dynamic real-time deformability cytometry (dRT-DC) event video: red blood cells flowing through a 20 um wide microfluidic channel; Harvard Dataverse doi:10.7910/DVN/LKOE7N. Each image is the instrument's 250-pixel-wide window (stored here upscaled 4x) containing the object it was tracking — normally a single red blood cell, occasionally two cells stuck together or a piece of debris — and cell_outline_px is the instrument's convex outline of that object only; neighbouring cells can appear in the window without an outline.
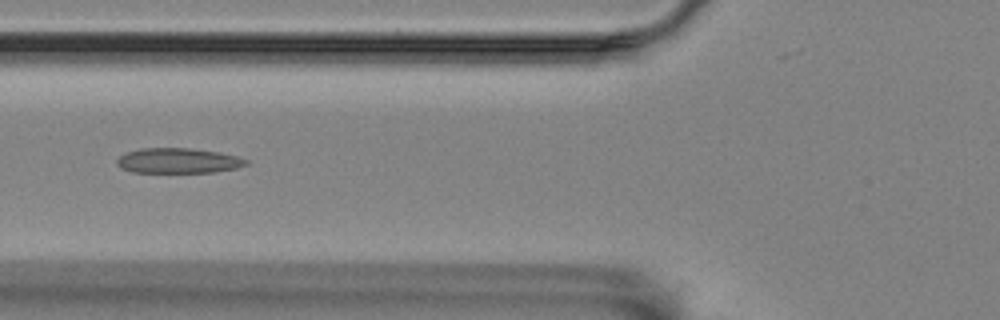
{"species": "Egyptian fruit bat (a non-hibernating species)", "species_latin": "Rousettus aegyptiacus", "temperature_condition": "room temperature", "stored_images_in_passage": 14, "camera_frame_rate_fps": 3000, "um_per_image_px": 0.085, "animal": {"sex": "female"}, "frame": {"image": 1, "passage_image": 6, "time_ms": 1.667, "image_size_px": [1000, 320], "cell_outline_px": [[248, 164], [236, 168], [212, 172], [132, 172], [120, 168], [116, 164], [116, 160], [124, 152], [144, 148], [188, 148], [216, 152], [236, 156], [248, 160]], "centroid_in_image_um": [15.09, 13.66], "position_along_channel_um": 110.7, "area_um2": 18.79}}
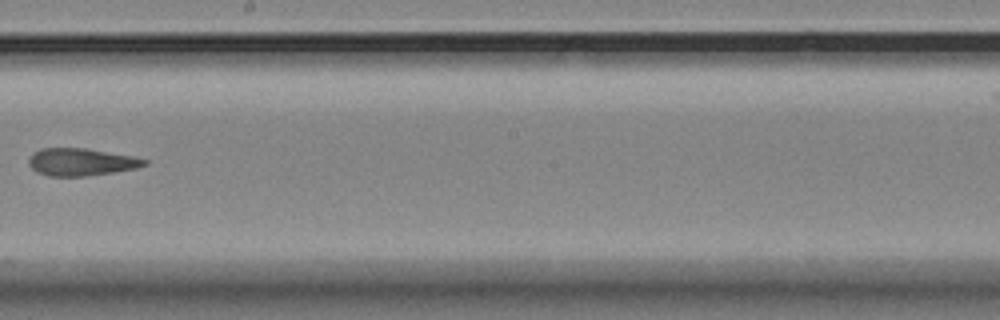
{"frame": {"image": 2, "passage_image": 9, "time_ms": 2.667, "image_size_px": [1000, 320], "cell_outline_px": [[148, 164], [136, 168], [88, 176], [48, 176], [36, 172], [28, 164], [28, 156], [32, 152], [40, 148], [84, 148], [132, 156], [148, 160]], "centroid_in_image_um": [6.84, 13.77], "position_along_channel_um": 241.4, "area_um2": 18.55}}
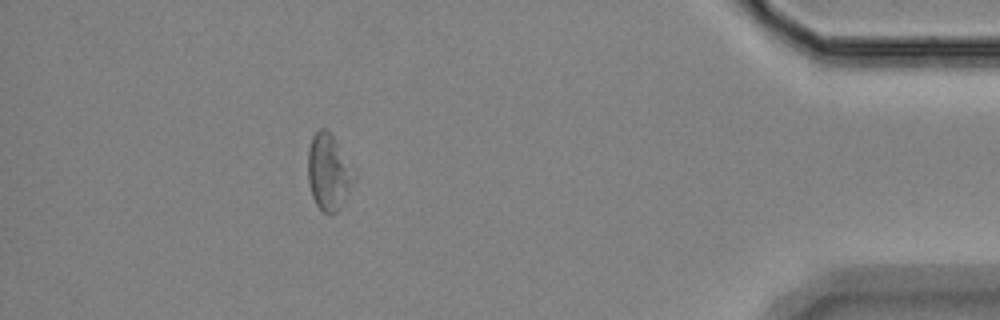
{"frame": {"image": 3, "passage_image": 14, "time_ms": 4.333, "image_size_px": [1000, 320], "cell_outline_px": [[356, 180], [340, 208], [332, 216], [324, 212], [316, 204], [312, 196], [308, 180], [308, 148], [312, 136], [320, 128], [324, 128], [332, 136], [356, 168]], "centroid_in_image_um": [27.97, 14.65], "position_along_channel_um": 407.2, "area_um2": 20.87}}